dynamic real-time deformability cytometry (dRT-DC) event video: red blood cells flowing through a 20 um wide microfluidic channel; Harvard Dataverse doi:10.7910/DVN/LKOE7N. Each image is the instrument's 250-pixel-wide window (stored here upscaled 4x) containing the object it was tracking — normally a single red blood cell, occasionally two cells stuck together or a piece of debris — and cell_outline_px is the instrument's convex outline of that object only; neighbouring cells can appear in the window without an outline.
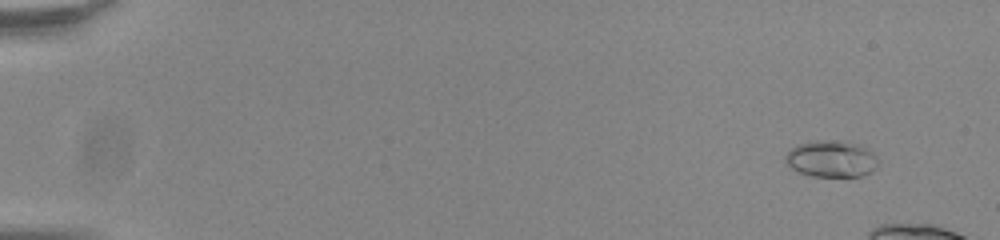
{"species": "common noctule bat (a hibernating species)", "species_latin": "Nyctalus noctula", "temperature_condition": "room temperature", "stored_images_in_passage": 13, "camera_frame_rate_fps": 3000, "um_per_image_px": 0.085, "animal": {"sex": "male", "body_mass_g": 20.0, "forearm_length_mm": 53.3}, "frame": {"image": 1, "passage_image": 1, "time_ms": 0.0, "image_size_px": [1000, 240], "cell_outline_px": [[880, 164], [872, 172], [860, 176], [812, 176], [800, 172], [792, 168], [784, 160], [784, 156], [792, 148], [800, 144], [816, 140], [820, 140], [856, 144], [872, 152]], "centroid_in_image_um": [70.67, 13.53], "position_along_channel_um": 14.3, "area_um2": 19.36}}